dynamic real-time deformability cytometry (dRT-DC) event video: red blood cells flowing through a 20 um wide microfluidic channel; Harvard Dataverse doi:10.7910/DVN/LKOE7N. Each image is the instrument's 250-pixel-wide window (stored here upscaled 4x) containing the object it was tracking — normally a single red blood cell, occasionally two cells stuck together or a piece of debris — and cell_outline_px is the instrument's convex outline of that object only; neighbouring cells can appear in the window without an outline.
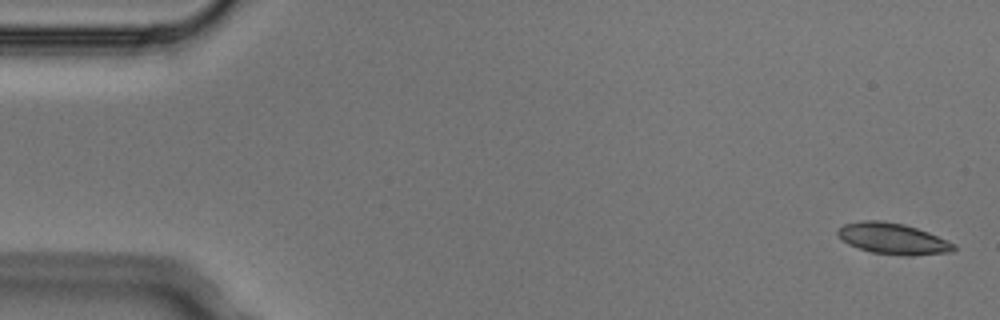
{"species": "Egyptian fruit bat (a non-hibernating species)", "species_latin": "Rousettus aegyptiacus", "temperature_condition": "cold", "stored_images_in_passage": 5, "camera_frame_rate_fps": 3000, "um_per_image_px": 0.085, "animal": {"sex": "male"}, "frame": {"image": 1, "passage_image": 1, "time_ms": 0.0, "image_size_px": [1000, 320], "cell_outline_px": [[956, 248], [952, 252], [912, 256], [908, 256], [872, 252], [848, 244], [836, 232], [844, 224], [860, 220], [880, 220], [904, 224], [928, 232], [956, 244]], "centroid_in_image_um": [75.93, 20.28], "position_along_channel_um": 9.1, "area_um2": 20.92}}